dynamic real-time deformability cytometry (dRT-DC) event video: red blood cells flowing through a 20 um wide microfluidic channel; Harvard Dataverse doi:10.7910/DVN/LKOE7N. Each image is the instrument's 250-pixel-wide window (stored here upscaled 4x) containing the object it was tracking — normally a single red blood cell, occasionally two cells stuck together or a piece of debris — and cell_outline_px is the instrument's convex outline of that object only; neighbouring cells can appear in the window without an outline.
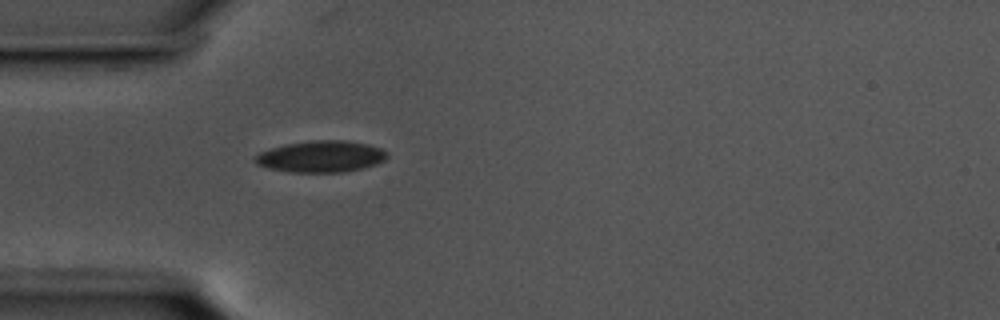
{"species": "common noctule bat (a hibernating species)", "species_latin": "Nyctalus noctula", "temperature_condition": "cold", "stored_images_in_passage": 42, "camera_frame_rate_fps": 3000, "um_per_image_px": 0.085, "animal": {"sex": "male", "body_mass_g": 17.5, "forearm_length_mm": 52.3}, "frame": {"image": 1, "passage_image": 1, "time_ms": 0.0, "image_size_px": [1000, 320], "cell_outline_px": [[388, 156], [384, 160], [376, 164], [364, 168], [344, 172], [288, 172], [268, 168], [256, 164], [256, 156], [260, 152], [272, 148], [288, 144], [312, 140], [344, 140], [368, 144], [380, 148], [388, 152]], "centroid_in_image_um": [27.32, 13.31], "position_along_channel_um": 57.7, "area_um2": 24.16}}
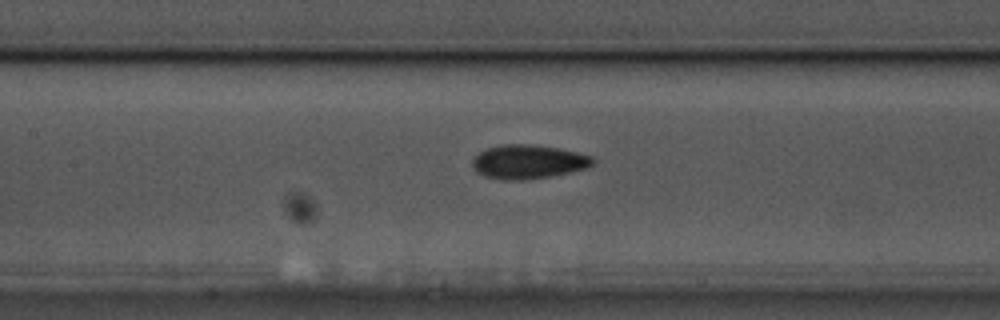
{"frame": {"image": 2, "passage_image": 10, "time_ms": 3.0, "image_size_px": [1000, 320], "cell_outline_px": [[596, 160], [588, 168], [552, 176], [520, 180], [500, 180], [484, 176], [476, 172], [472, 168], [472, 160], [480, 152], [488, 148], [504, 144], [528, 144], [560, 148], [592, 156]], "centroid_in_image_um": [44.9, 13.76], "position_along_channel_um": 162.5, "area_um2": 23.93}}
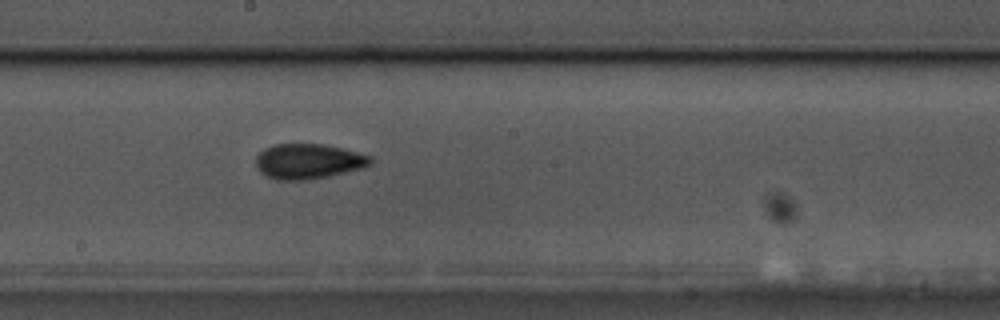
{"frame": {"image": 3, "passage_image": 15, "time_ms": 4.667, "image_size_px": [1000, 320], "cell_outline_px": [[372, 164], [364, 168], [328, 176], [304, 180], [276, 180], [260, 172], [256, 168], [256, 156], [264, 148], [272, 144], [324, 144], [344, 148], [372, 156]], "centroid_in_image_um": [26.22, 13.7], "position_along_channel_um": 222.0, "area_um2": 23.7}, "authors_computed_cell_mechanics": {"area_um2": 21.9351, "velocity_mm_per_s": 3.5979, "shape_relaxation_time_tau1_ms": 5.2395, "shape_relaxation_time_tau2_ms": 2.1684, "deformation_change_tau1": 0.1392, "deformation_change_tau2": 0.0761}}